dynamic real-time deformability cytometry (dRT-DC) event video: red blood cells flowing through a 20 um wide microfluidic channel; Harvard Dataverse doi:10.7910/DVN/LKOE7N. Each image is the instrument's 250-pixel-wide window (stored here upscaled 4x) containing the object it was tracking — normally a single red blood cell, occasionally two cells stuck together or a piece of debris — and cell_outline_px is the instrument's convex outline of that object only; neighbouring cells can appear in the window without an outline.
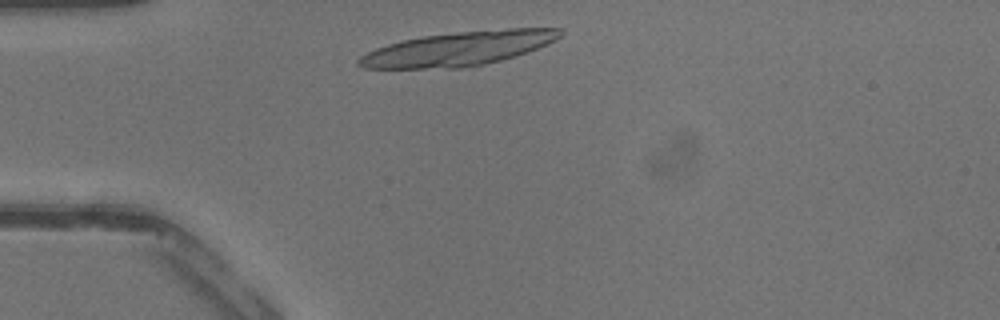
{"species": "common noctule bat (a hibernating species)", "species_latin": "Nyctalus noctula", "temperature_condition": "warm", "stored_images_in_passage": 9, "camera_frame_rate_fps": 3000, "um_per_image_px": 0.085, "animal": {"sex": "male", "body_mass_g": 13.3}, "frame": {"image": 1, "passage_image": 2, "time_ms": 0.333, "image_size_px": [1000, 320], "cell_outline_px": [[564, 32], [556, 40], [528, 52], [500, 60], [484, 64], [460, 68], [364, 68], [356, 64], [356, 60], [360, 56], [376, 48], [388, 44], [404, 40], [424, 36], [456, 32], [512, 28], [564, 28]], "centroid_in_image_um": [38.99, 4.13], "position_along_channel_um": 46.0, "area_um2": 39.77}}